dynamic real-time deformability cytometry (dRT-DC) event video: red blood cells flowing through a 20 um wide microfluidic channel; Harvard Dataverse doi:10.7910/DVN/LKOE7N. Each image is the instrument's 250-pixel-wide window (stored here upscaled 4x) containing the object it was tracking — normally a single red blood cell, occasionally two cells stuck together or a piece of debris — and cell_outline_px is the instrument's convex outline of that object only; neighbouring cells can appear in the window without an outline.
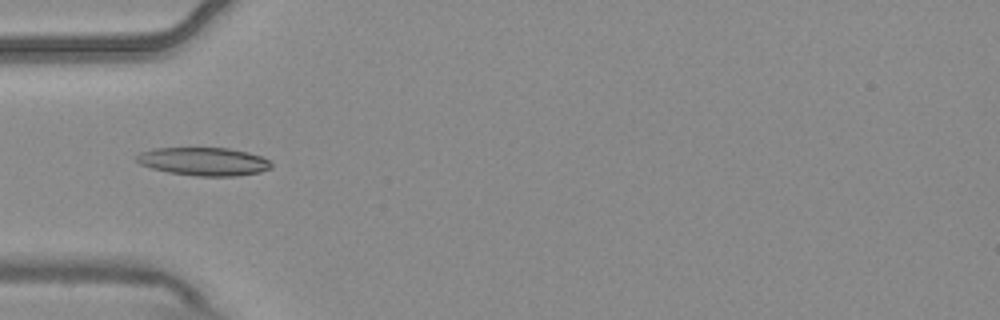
{"species": "common noctule bat (a hibernating species)", "species_latin": "Nyctalus noctula", "temperature_condition": "warm", "stored_images_in_passage": 5, "camera_frame_rate_fps": 3000, "um_per_image_px": 0.085, "animal": {"sex": "male", "body_mass_g": 20.4}, "frame": {"image": 1, "passage_image": 5, "time_ms": 1.333, "image_size_px": [1000, 320], "cell_outline_px": [[272, 168], [260, 172], [236, 176], [196, 176], [168, 172], [152, 168], [140, 164], [136, 160], [136, 156], [140, 152], [152, 148], [228, 148], [248, 152], [260, 156], [268, 160], [272, 164]], "centroid_in_image_um": [17.31, 13.72], "position_along_channel_um": 67.7, "area_um2": 22.14}}